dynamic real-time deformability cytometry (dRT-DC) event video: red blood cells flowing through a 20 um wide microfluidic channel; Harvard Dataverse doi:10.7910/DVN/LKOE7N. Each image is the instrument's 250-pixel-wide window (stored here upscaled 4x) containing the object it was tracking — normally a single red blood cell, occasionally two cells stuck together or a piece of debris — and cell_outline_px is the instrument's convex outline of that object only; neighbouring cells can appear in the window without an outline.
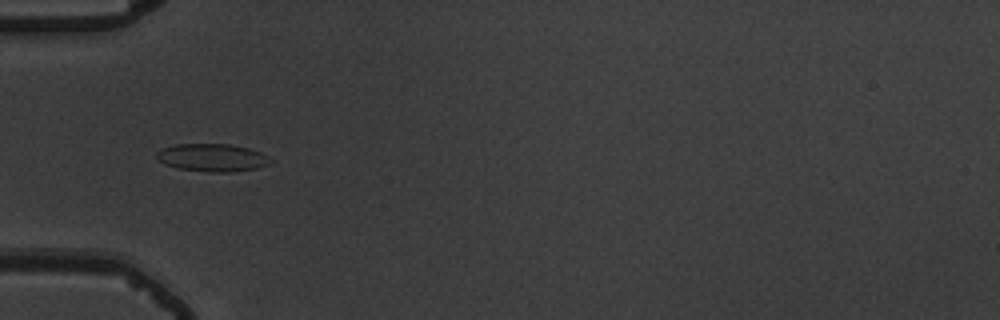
{"species": "common noctule bat (a hibernating species)", "species_latin": "Nyctalus noctula", "temperature_condition": "warm", "stored_images_in_passage": 36, "camera_frame_rate_fps": 3000, "um_per_image_px": 0.085, "animal": {"sex": "male", "body_mass_g": 19.5, "forearm_length_mm": 54.6}, "frame": {"image": 1, "passage_image": 8, "time_ms": 2.333, "image_size_px": [1000, 320], "cell_outline_px": [[272, 160], [268, 164], [256, 168], [232, 172], [208, 172], [176, 168], [164, 164], [156, 156], [156, 152], [160, 148], [176, 144], [228, 144], [248, 148], [260, 152], [268, 156]], "centroid_in_image_um": [18.01, 13.4], "position_along_channel_um": 67.0, "area_um2": 18.44}}
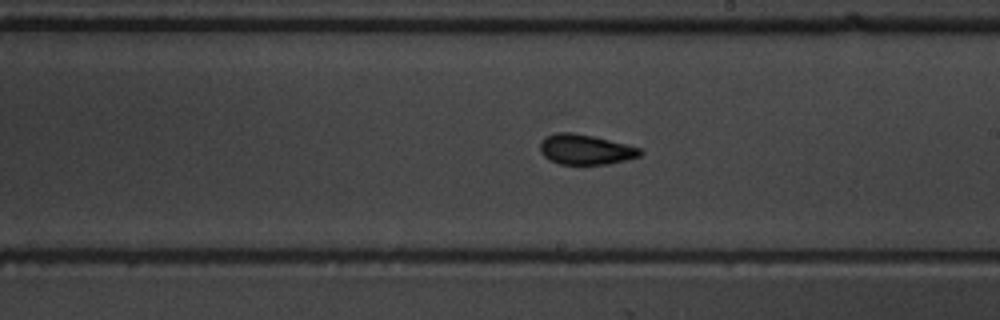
{"frame": {"image": 2, "passage_image": 22, "time_ms": 7.0, "image_size_px": [1000, 320], "cell_outline_px": [[644, 152], [640, 156], [608, 164], [560, 164], [548, 160], [540, 152], [540, 144], [548, 136], [556, 132], [572, 132], [592, 136], [640, 148]], "centroid_in_image_um": [49.75, 12.72], "position_along_channel_um": 239.3, "area_um2": 17.34}}
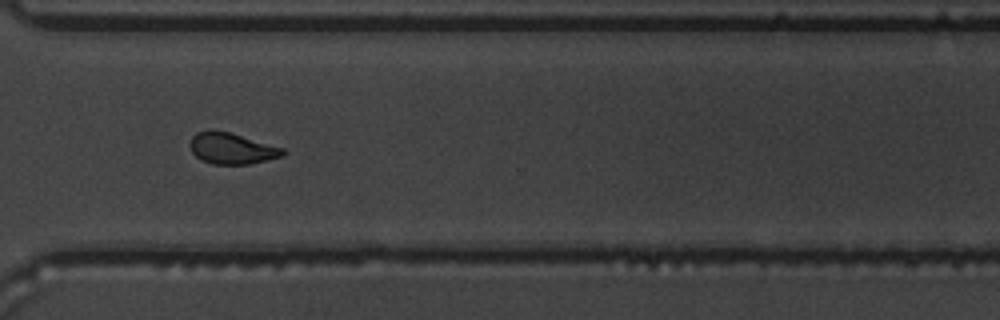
{"frame": {"image": 3, "passage_image": 31, "time_ms": 10.0, "image_size_px": [1000, 320], "cell_outline_px": [[288, 152], [284, 156], [248, 164], [212, 164], [200, 160], [192, 152], [188, 144], [192, 136], [196, 132], [228, 132], [284, 148]], "centroid_in_image_um": [19.71, 12.65], "position_along_channel_um": 350.9, "area_um2": 16.65}, "authors_computed_cell_mechanics": {"area_um2": 17.2244, "velocity_mm_per_s": 3.7135, "shape_relaxation_time_tau1_ms": 7.7095, "shape_relaxation_time_tau2_ms": 1.9248, "deformation_change_tau1": 0.1465, "deformation_change_tau2": 0.0703}}